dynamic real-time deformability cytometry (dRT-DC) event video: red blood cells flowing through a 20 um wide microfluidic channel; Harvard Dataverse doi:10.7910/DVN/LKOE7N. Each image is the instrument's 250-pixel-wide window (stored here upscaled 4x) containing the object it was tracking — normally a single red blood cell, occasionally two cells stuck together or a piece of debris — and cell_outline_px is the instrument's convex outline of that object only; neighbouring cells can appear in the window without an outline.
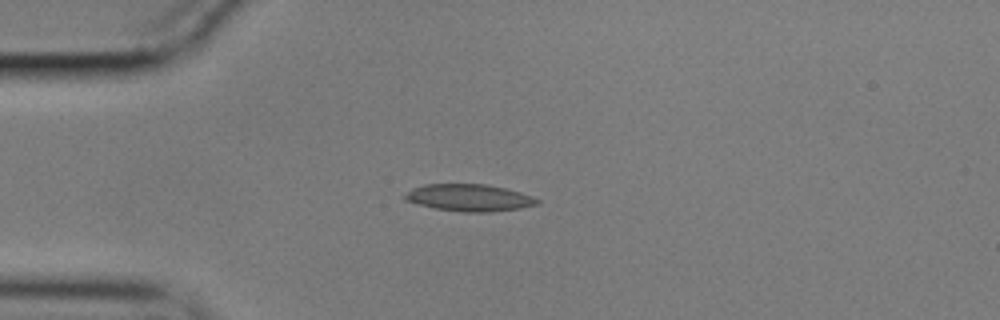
{"species": "common noctule bat (a hibernating species)", "species_latin": "Nyctalus noctula", "temperature_condition": "cold", "stored_images_in_passage": 43, "camera_frame_rate_fps": 3000, "um_per_image_px": 0.085, "animal": {"sex": "male", "body_mass_g": 17.9}, "frame": {"image": 1, "passage_image": 1, "time_ms": 0.0, "image_size_px": [1000, 320], "cell_outline_px": [[540, 204], [520, 208], [488, 212], [464, 212], [436, 208], [404, 200], [400, 196], [412, 188], [424, 184], [484, 184], [504, 188], [520, 192], [532, 196], [540, 200]], "centroid_in_image_um": [39.86, 16.8], "position_along_channel_um": 45.1, "area_um2": 20.81}}
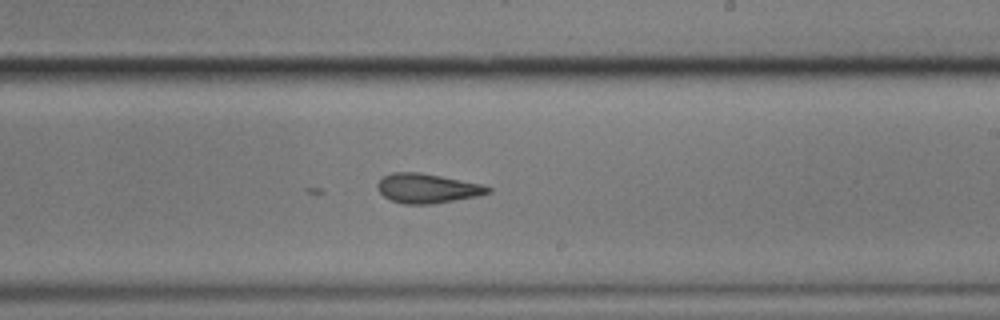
{"frame": {"image": 2, "passage_image": 20, "time_ms": 6.333, "image_size_px": [1000, 320], "cell_outline_px": [[492, 192], [480, 196], [432, 204], [404, 204], [392, 200], [384, 196], [380, 192], [376, 184], [384, 176], [392, 172], [420, 172], [484, 184], [492, 188]], "centroid_in_image_um": [36.37, 16.01], "position_along_channel_um": 252.6, "area_um2": 19.13}}
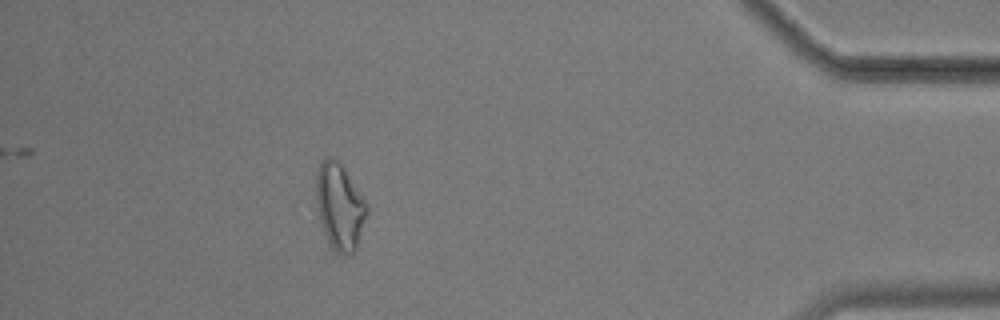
{"frame": {"image": 3, "passage_image": 37, "time_ms": 12.0, "image_size_px": [1000, 320], "cell_outline_px": [[368, 212], [356, 248], [352, 252], [344, 256], [332, 252], [328, 244], [320, 220], [316, 196], [316, 172], [324, 156], [332, 156], [344, 168], [368, 204]], "centroid_in_image_um": [28.87, 17.57], "position_along_channel_um": 406.3, "area_um2": 25.66}}